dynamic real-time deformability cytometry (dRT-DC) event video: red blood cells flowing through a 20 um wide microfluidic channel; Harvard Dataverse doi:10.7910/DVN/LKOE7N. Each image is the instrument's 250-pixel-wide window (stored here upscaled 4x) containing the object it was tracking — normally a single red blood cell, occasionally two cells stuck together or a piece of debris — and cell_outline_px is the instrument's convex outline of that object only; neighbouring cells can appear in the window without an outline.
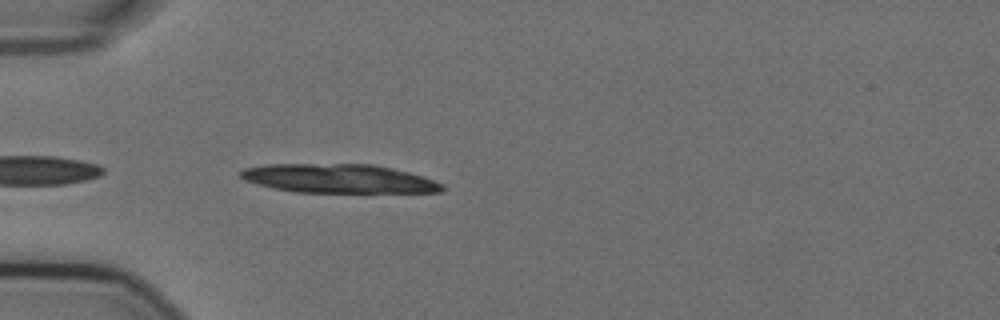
{"species": "Egyptian fruit bat (a non-hibernating species)", "species_latin": "Rousettus aegyptiacus", "temperature_condition": "cold", "stored_images_in_passage": 41, "camera_frame_rate_fps": 3000, "um_per_image_px": 0.085, "animal": {"sex": "female"}, "frame": {"image": 1, "passage_image": 2, "time_ms": 0.333, "image_size_px": [1000, 320], "cell_outline_px": [[444, 188], [440, 192], [292, 192], [272, 188], [256, 184], [244, 180], [240, 176], [240, 172], [244, 168], [264, 164], [372, 164], [392, 168], [408, 172], [444, 184]], "centroid_in_image_um": [28.73, 15.18], "position_along_channel_um": 56.3, "area_um2": 33.87}}